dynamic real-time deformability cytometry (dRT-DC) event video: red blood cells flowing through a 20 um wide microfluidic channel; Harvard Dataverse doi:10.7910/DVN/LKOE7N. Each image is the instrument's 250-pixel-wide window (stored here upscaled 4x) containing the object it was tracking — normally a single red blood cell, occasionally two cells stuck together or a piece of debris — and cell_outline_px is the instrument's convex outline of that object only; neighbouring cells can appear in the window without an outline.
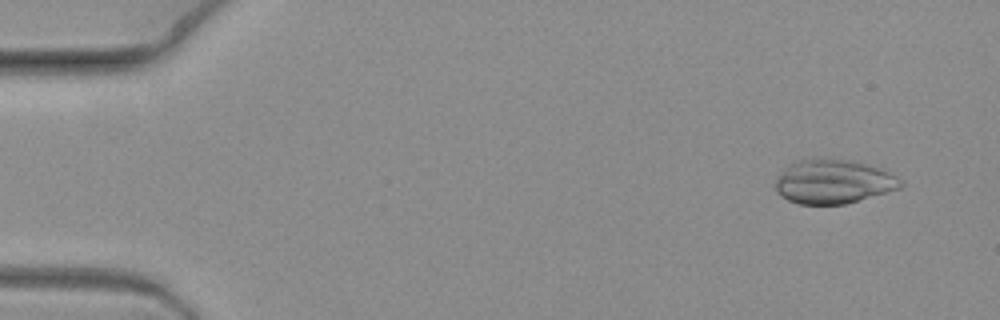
{"species": "common noctule bat (a hibernating species)", "species_latin": "Nyctalus noctula", "temperature_condition": "warm", "stored_images_in_passage": 6, "camera_frame_rate_fps": 3000, "um_per_image_px": 0.085, "animal": {"sex": "female", "body_mass_g": 19.3, "forearm_length_mm": 54.1}, "frame": {"image": 1, "passage_image": 2, "time_ms": 0.333, "image_size_px": [1000, 320], "cell_outline_px": [[904, 184], [900, 188], [844, 204], [800, 204], [788, 200], [780, 196], [776, 192], [776, 180], [792, 164], [800, 160], [828, 156], [852, 160], [876, 168], [900, 180]], "centroid_in_image_um": [70.8, 15.43], "position_along_channel_um": 14.2, "area_um2": 31.62}}